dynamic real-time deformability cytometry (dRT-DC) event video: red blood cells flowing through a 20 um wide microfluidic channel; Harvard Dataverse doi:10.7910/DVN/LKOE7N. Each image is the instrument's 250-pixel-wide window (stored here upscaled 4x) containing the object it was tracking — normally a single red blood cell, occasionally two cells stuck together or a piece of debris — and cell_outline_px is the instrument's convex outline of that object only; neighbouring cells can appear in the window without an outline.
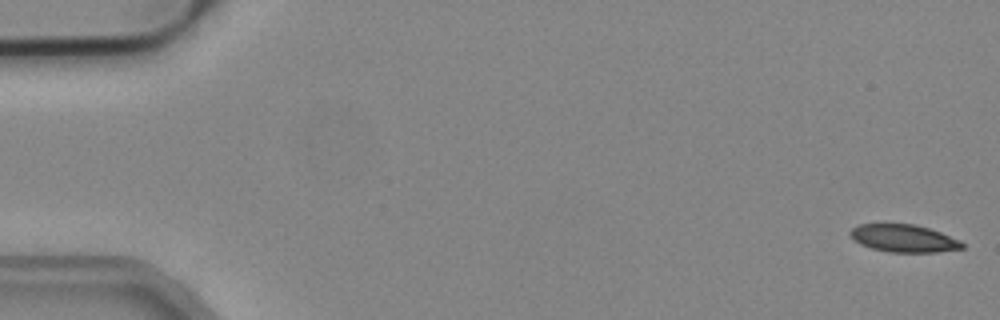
{"species": "common noctule bat (a hibernating species)", "species_latin": "Nyctalus noctula", "temperature_condition": "cold", "stored_images_in_passage": 52, "camera_frame_rate_fps": 3000, "um_per_image_px": 0.085, "animal": {"sex": "male", "body_mass_g": 19.2, "forearm_length_mm": 51.8}, "frame": {"image": 1, "passage_image": 1, "time_ms": 0.0, "image_size_px": [1000, 320], "cell_outline_px": [[964, 248], [936, 252], [888, 252], [872, 248], [860, 244], [848, 232], [852, 228], [860, 224], [880, 220], [916, 224], [940, 232], [960, 240], [964, 244]], "centroid_in_image_um": [76.76, 20.2], "position_along_channel_um": 8.2, "area_um2": 18.67}}
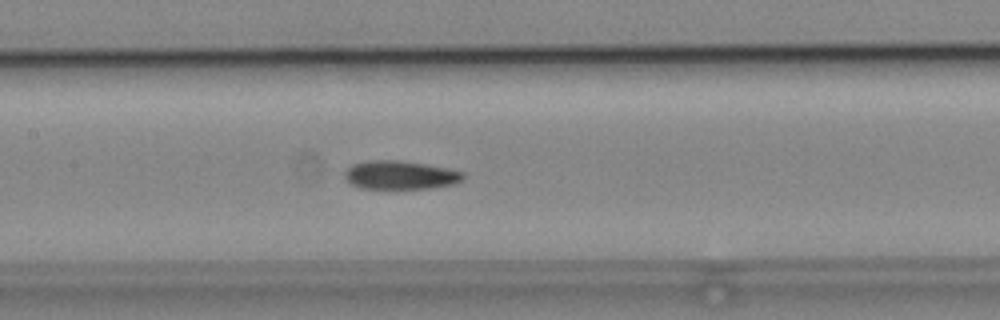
{"frame": {"image": 2, "passage_image": 25, "time_ms": 8.0, "image_size_px": [1000, 320], "cell_outline_px": [[464, 176], [460, 180], [452, 184], [428, 188], [360, 188], [352, 184], [344, 176], [344, 172], [352, 164], [372, 160], [396, 160], [424, 164], [448, 168], [464, 172]], "centroid_in_image_um": [34.0, 14.87], "position_along_channel_um": 173.4, "area_um2": 19.36}}
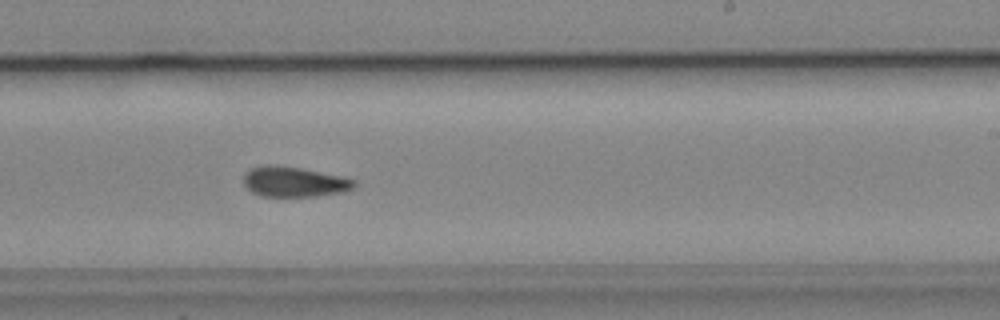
{"frame": {"image": 3, "passage_image": 32, "time_ms": 10.333, "image_size_px": [1000, 320], "cell_outline_px": [[356, 184], [352, 188], [344, 192], [316, 196], [260, 196], [252, 192], [244, 184], [244, 172], [252, 168], [264, 164], [268, 164], [300, 168], [340, 176], [356, 180]], "centroid_in_image_um": [24.98, 15.45], "position_along_channel_um": 264.0, "area_um2": 19.36}, "authors_computed_cell_mechanics": {"area_um2": 19.4497, "velocity_mm_per_s": 3.9183, "shape_relaxation_time_tau1_ms": null, "shape_relaxation_time_tau2_ms": 8.6195, "deformation_change_tau1": null, "deformation_change_tau2": 0.1437}}